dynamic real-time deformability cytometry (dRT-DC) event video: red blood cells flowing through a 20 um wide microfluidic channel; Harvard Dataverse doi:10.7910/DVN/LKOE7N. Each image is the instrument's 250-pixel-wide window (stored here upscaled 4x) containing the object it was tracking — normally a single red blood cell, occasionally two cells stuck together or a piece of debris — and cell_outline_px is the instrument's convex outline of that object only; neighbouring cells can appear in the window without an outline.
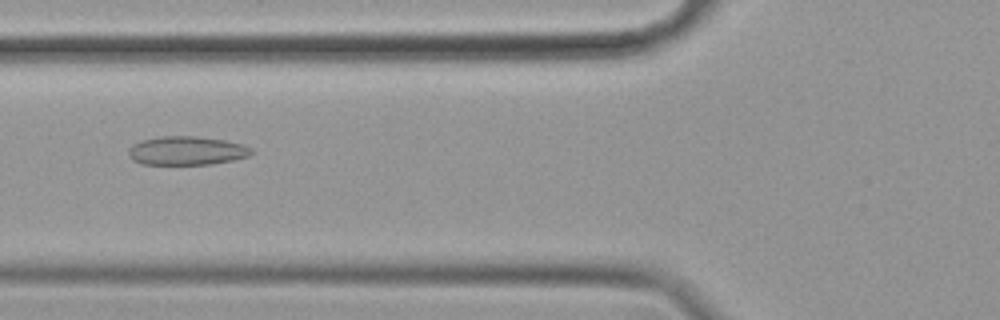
{"species": "common noctule bat (a hibernating species)", "species_latin": "Nyctalus noctula", "temperature_condition": "cold", "stored_images_in_passage": 57, "camera_frame_rate_fps": 3000, "um_per_image_px": 0.085, "animal": {"sex": "female", "body_mass_g": 19.9}, "frame": {"image": 1, "passage_image": 21, "time_ms": 6.667, "image_size_px": [1000, 320], "cell_outline_px": [[252, 152], [248, 156], [232, 160], [212, 164], [140, 164], [132, 160], [128, 156], [128, 148], [132, 144], [140, 140], [156, 136], [196, 136], [224, 140], [244, 144], [252, 148]], "centroid_in_image_um": [15.81, 12.8], "position_along_channel_um": 110.0, "area_um2": 20.81}}
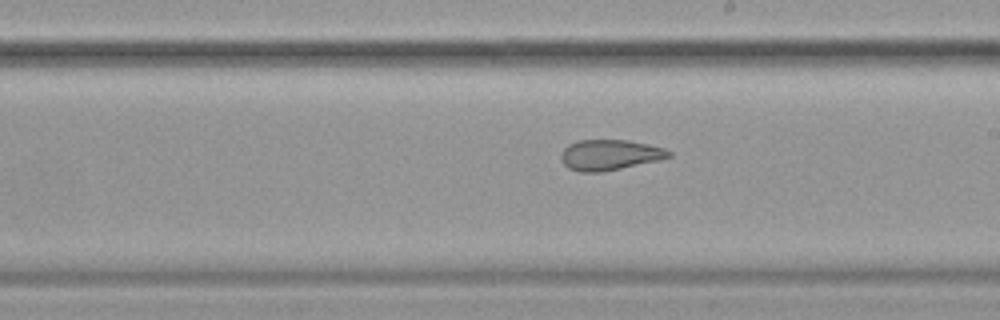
{"frame": {"image": 2, "passage_image": 32, "time_ms": 10.333, "image_size_px": [1000, 320], "cell_outline_px": [[672, 156], [660, 160], [600, 172], [580, 172], [568, 168], [560, 160], [560, 156], [564, 148], [568, 144], [576, 140], [628, 140], [648, 144], [664, 148], [672, 152]], "centroid_in_image_um": [51.81, 13.16], "position_along_channel_um": 237.2, "area_um2": 19.25}}
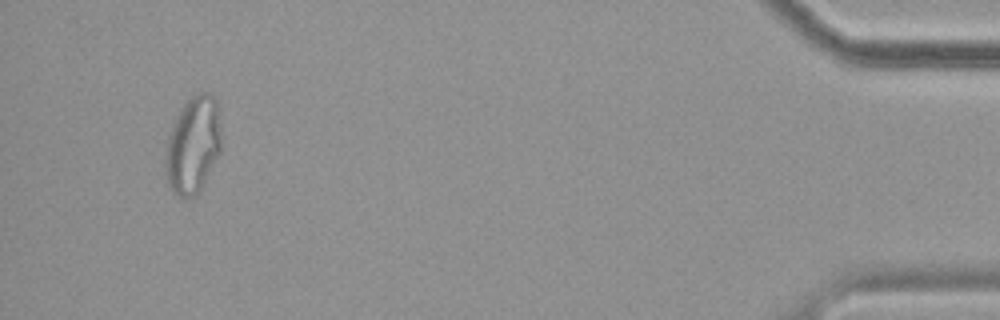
{"frame": {"image": 3, "passage_image": 54, "time_ms": 17.667, "image_size_px": [1000, 320], "cell_outline_px": [[220, 152], [200, 188], [192, 196], [184, 200], [180, 200], [172, 192], [168, 184], [164, 172], [164, 160], [168, 136], [172, 124], [180, 108], [196, 92], [208, 92], [216, 100], [220, 120]], "centroid_in_image_um": [16.36, 12.33], "position_along_channel_um": 418.8, "area_um2": 31.79}, "authors_computed_cell_mechanics": {"area_um2": 24.565, "velocity_mm_per_s": 3.4796, "shape_relaxation_time_tau1_ms": null, "shape_relaxation_time_tau2_ms": 3.3465, "deformation_change_tau1": null, "deformation_change_tau2": 0.1083}}